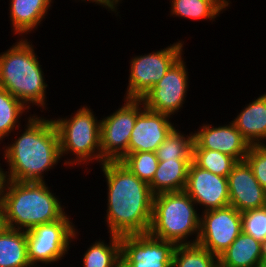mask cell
Returning a JSON list of instances; mask_svg holds the SVG:
<instances>
[{"mask_svg":"<svg viewBox=\"0 0 266 267\" xmlns=\"http://www.w3.org/2000/svg\"><path fill=\"white\" fill-rule=\"evenodd\" d=\"M35 112L29 119L22 120L25 121L24 127L17 128L7 143L0 145V159L6 163L0 165L7 166V169H2L5 180L44 182L48 171L54 170L63 161L55 123L51 117Z\"/></svg>","mask_w":266,"mask_h":267,"instance_id":"cell-1","label":"cell"},{"mask_svg":"<svg viewBox=\"0 0 266 267\" xmlns=\"http://www.w3.org/2000/svg\"><path fill=\"white\" fill-rule=\"evenodd\" d=\"M107 189L106 214L103 219L107 234L118 236L149 232L153 198L148 183L140 180L120 161L100 165Z\"/></svg>","mask_w":266,"mask_h":267,"instance_id":"cell-2","label":"cell"},{"mask_svg":"<svg viewBox=\"0 0 266 267\" xmlns=\"http://www.w3.org/2000/svg\"><path fill=\"white\" fill-rule=\"evenodd\" d=\"M47 182L5 180L2 189V225L28 231L59 220L68 210Z\"/></svg>","mask_w":266,"mask_h":267,"instance_id":"cell-3","label":"cell"},{"mask_svg":"<svg viewBox=\"0 0 266 267\" xmlns=\"http://www.w3.org/2000/svg\"><path fill=\"white\" fill-rule=\"evenodd\" d=\"M32 43L31 39L17 38L6 51L0 52V88L7 90L28 109L33 110L35 106L44 112L49 108V86L39 60L41 57L35 53Z\"/></svg>","mask_w":266,"mask_h":267,"instance_id":"cell-4","label":"cell"},{"mask_svg":"<svg viewBox=\"0 0 266 267\" xmlns=\"http://www.w3.org/2000/svg\"><path fill=\"white\" fill-rule=\"evenodd\" d=\"M74 112L52 118L59 135L61 158H64L61 165L70 169L86 166L84 170L88 174L93 170L90 167L93 163L100 167L105 162L100 149L101 119L88 104L80 105Z\"/></svg>","mask_w":266,"mask_h":267,"instance_id":"cell-5","label":"cell"},{"mask_svg":"<svg viewBox=\"0 0 266 267\" xmlns=\"http://www.w3.org/2000/svg\"><path fill=\"white\" fill-rule=\"evenodd\" d=\"M201 212L185 192L154 195L149 234L175 245L196 244L200 232Z\"/></svg>","mask_w":266,"mask_h":267,"instance_id":"cell-6","label":"cell"},{"mask_svg":"<svg viewBox=\"0 0 266 267\" xmlns=\"http://www.w3.org/2000/svg\"><path fill=\"white\" fill-rule=\"evenodd\" d=\"M72 219L66 212L59 220L40 224L26 231L31 267H47L55 263L58 265L66 258L81 232H78L79 229Z\"/></svg>","mask_w":266,"mask_h":267,"instance_id":"cell-7","label":"cell"},{"mask_svg":"<svg viewBox=\"0 0 266 267\" xmlns=\"http://www.w3.org/2000/svg\"><path fill=\"white\" fill-rule=\"evenodd\" d=\"M177 40L173 44L170 43L166 48L131 57L129 60L128 86H126L122 98L141 99L164 77L170 67L185 54L186 42L182 39Z\"/></svg>","mask_w":266,"mask_h":267,"instance_id":"cell-8","label":"cell"},{"mask_svg":"<svg viewBox=\"0 0 266 267\" xmlns=\"http://www.w3.org/2000/svg\"><path fill=\"white\" fill-rule=\"evenodd\" d=\"M113 113L101 116L100 149L105 161H121L128 154L131 132L137 115L145 107L141 99H122Z\"/></svg>","mask_w":266,"mask_h":267,"instance_id":"cell-9","label":"cell"},{"mask_svg":"<svg viewBox=\"0 0 266 267\" xmlns=\"http://www.w3.org/2000/svg\"><path fill=\"white\" fill-rule=\"evenodd\" d=\"M185 57L183 54L164 77L141 98L146 108L171 117L181 112L190 91V75Z\"/></svg>","mask_w":266,"mask_h":267,"instance_id":"cell-10","label":"cell"},{"mask_svg":"<svg viewBox=\"0 0 266 267\" xmlns=\"http://www.w3.org/2000/svg\"><path fill=\"white\" fill-rule=\"evenodd\" d=\"M242 232L241 212L233 206L201 212L197 244L219 257Z\"/></svg>","mask_w":266,"mask_h":267,"instance_id":"cell-11","label":"cell"},{"mask_svg":"<svg viewBox=\"0 0 266 267\" xmlns=\"http://www.w3.org/2000/svg\"><path fill=\"white\" fill-rule=\"evenodd\" d=\"M121 267H172L175 244L146 234L120 236Z\"/></svg>","mask_w":266,"mask_h":267,"instance_id":"cell-12","label":"cell"},{"mask_svg":"<svg viewBox=\"0 0 266 267\" xmlns=\"http://www.w3.org/2000/svg\"><path fill=\"white\" fill-rule=\"evenodd\" d=\"M184 191L202 212L230 205L227 177L202 169L193 161L188 168Z\"/></svg>","mask_w":266,"mask_h":267,"instance_id":"cell-13","label":"cell"},{"mask_svg":"<svg viewBox=\"0 0 266 267\" xmlns=\"http://www.w3.org/2000/svg\"><path fill=\"white\" fill-rule=\"evenodd\" d=\"M208 123L199 124L194 132L193 149L216 150L243 161L249 151L250 144L236 129L232 121L228 124Z\"/></svg>","mask_w":266,"mask_h":267,"instance_id":"cell-14","label":"cell"},{"mask_svg":"<svg viewBox=\"0 0 266 267\" xmlns=\"http://www.w3.org/2000/svg\"><path fill=\"white\" fill-rule=\"evenodd\" d=\"M170 115L144 107L137 115L128 145V153L156 152L157 148L179 124ZM175 125V126H174Z\"/></svg>","mask_w":266,"mask_h":267,"instance_id":"cell-15","label":"cell"},{"mask_svg":"<svg viewBox=\"0 0 266 267\" xmlns=\"http://www.w3.org/2000/svg\"><path fill=\"white\" fill-rule=\"evenodd\" d=\"M227 183L230 206L239 212L266 206V190L259 184L245 160L234 165Z\"/></svg>","mask_w":266,"mask_h":267,"instance_id":"cell-16","label":"cell"},{"mask_svg":"<svg viewBox=\"0 0 266 267\" xmlns=\"http://www.w3.org/2000/svg\"><path fill=\"white\" fill-rule=\"evenodd\" d=\"M55 0H9L8 11L12 35L28 38L37 31L52 10ZM47 16V17H46ZM28 34V35H27Z\"/></svg>","mask_w":266,"mask_h":267,"instance_id":"cell-17","label":"cell"},{"mask_svg":"<svg viewBox=\"0 0 266 267\" xmlns=\"http://www.w3.org/2000/svg\"><path fill=\"white\" fill-rule=\"evenodd\" d=\"M231 121L250 145L266 144V92L246 103Z\"/></svg>","mask_w":266,"mask_h":267,"instance_id":"cell-18","label":"cell"},{"mask_svg":"<svg viewBox=\"0 0 266 267\" xmlns=\"http://www.w3.org/2000/svg\"><path fill=\"white\" fill-rule=\"evenodd\" d=\"M231 4L230 0H169L168 15L176 19L211 21L213 24L221 13L231 9Z\"/></svg>","mask_w":266,"mask_h":267,"instance_id":"cell-19","label":"cell"},{"mask_svg":"<svg viewBox=\"0 0 266 267\" xmlns=\"http://www.w3.org/2000/svg\"><path fill=\"white\" fill-rule=\"evenodd\" d=\"M218 261L221 267H257L264 262L263 244L241 232Z\"/></svg>","mask_w":266,"mask_h":267,"instance_id":"cell-20","label":"cell"},{"mask_svg":"<svg viewBox=\"0 0 266 267\" xmlns=\"http://www.w3.org/2000/svg\"><path fill=\"white\" fill-rule=\"evenodd\" d=\"M191 161H159L155 175L149 183L152 193L156 195L164 192L184 191Z\"/></svg>","mask_w":266,"mask_h":267,"instance_id":"cell-21","label":"cell"},{"mask_svg":"<svg viewBox=\"0 0 266 267\" xmlns=\"http://www.w3.org/2000/svg\"><path fill=\"white\" fill-rule=\"evenodd\" d=\"M0 267H31L26 231L0 226Z\"/></svg>","mask_w":266,"mask_h":267,"instance_id":"cell-22","label":"cell"},{"mask_svg":"<svg viewBox=\"0 0 266 267\" xmlns=\"http://www.w3.org/2000/svg\"><path fill=\"white\" fill-rule=\"evenodd\" d=\"M109 241L96 239L81 256L83 267H121L120 236L108 234ZM76 267V266H74Z\"/></svg>","mask_w":266,"mask_h":267,"instance_id":"cell-23","label":"cell"},{"mask_svg":"<svg viewBox=\"0 0 266 267\" xmlns=\"http://www.w3.org/2000/svg\"><path fill=\"white\" fill-rule=\"evenodd\" d=\"M27 113H30L29 116L26 115ZM32 115L30 109L20 100L11 95L7 90L0 88V145L17 128L23 126L22 117L25 116L24 119H29Z\"/></svg>","mask_w":266,"mask_h":267,"instance_id":"cell-24","label":"cell"},{"mask_svg":"<svg viewBox=\"0 0 266 267\" xmlns=\"http://www.w3.org/2000/svg\"><path fill=\"white\" fill-rule=\"evenodd\" d=\"M179 127L180 125H177L157 148L156 155L159 161L192 160L194 132L189 131L188 134L180 131Z\"/></svg>","mask_w":266,"mask_h":267,"instance_id":"cell-25","label":"cell"},{"mask_svg":"<svg viewBox=\"0 0 266 267\" xmlns=\"http://www.w3.org/2000/svg\"><path fill=\"white\" fill-rule=\"evenodd\" d=\"M218 257L199 244L176 245L172 267H217Z\"/></svg>","mask_w":266,"mask_h":267,"instance_id":"cell-26","label":"cell"},{"mask_svg":"<svg viewBox=\"0 0 266 267\" xmlns=\"http://www.w3.org/2000/svg\"><path fill=\"white\" fill-rule=\"evenodd\" d=\"M192 161L200 168L223 177H228L238 162L228 154L208 149H193Z\"/></svg>","mask_w":266,"mask_h":267,"instance_id":"cell-27","label":"cell"},{"mask_svg":"<svg viewBox=\"0 0 266 267\" xmlns=\"http://www.w3.org/2000/svg\"><path fill=\"white\" fill-rule=\"evenodd\" d=\"M140 180L150 183L158 166L156 152L128 153L121 161Z\"/></svg>","mask_w":266,"mask_h":267,"instance_id":"cell-28","label":"cell"},{"mask_svg":"<svg viewBox=\"0 0 266 267\" xmlns=\"http://www.w3.org/2000/svg\"><path fill=\"white\" fill-rule=\"evenodd\" d=\"M242 232L264 244L266 242V206L241 212Z\"/></svg>","mask_w":266,"mask_h":267,"instance_id":"cell-29","label":"cell"},{"mask_svg":"<svg viewBox=\"0 0 266 267\" xmlns=\"http://www.w3.org/2000/svg\"><path fill=\"white\" fill-rule=\"evenodd\" d=\"M244 160L259 184L266 190V144L251 145Z\"/></svg>","mask_w":266,"mask_h":267,"instance_id":"cell-30","label":"cell"},{"mask_svg":"<svg viewBox=\"0 0 266 267\" xmlns=\"http://www.w3.org/2000/svg\"><path fill=\"white\" fill-rule=\"evenodd\" d=\"M80 2V3H94L93 5H95V6H100V7H102V8H104V9H106L109 13H113V14H115V16H116V18H117V16H119L120 18H122L121 16H120V10L118 11V7L111 1V0H75V1H73V2ZM97 4V5H96Z\"/></svg>","mask_w":266,"mask_h":267,"instance_id":"cell-31","label":"cell"},{"mask_svg":"<svg viewBox=\"0 0 266 267\" xmlns=\"http://www.w3.org/2000/svg\"><path fill=\"white\" fill-rule=\"evenodd\" d=\"M2 169L3 168L0 165V206H1V200H2V189H3L4 182H5V176H4Z\"/></svg>","mask_w":266,"mask_h":267,"instance_id":"cell-32","label":"cell"},{"mask_svg":"<svg viewBox=\"0 0 266 267\" xmlns=\"http://www.w3.org/2000/svg\"><path fill=\"white\" fill-rule=\"evenodd\" d=\"M263 258L264 262H266V242L263 244Z\"/></svg>","mask_w":266,"mask_h":267,"instance_id":"cell-33","label":"cell"},{"mask_svg":"<svg viewBox=\"0 0 266 267\" xmlns=\"http://www.w3.org/2000/svg\"><path fill=\"white\" fill-rule=\"evenodd\" d=\"M117 7L122 4L123 0H111Z\"/></svg>","mask_w":266,"mask_h":267,"instance_id":"cell-34","label":"cell"},{"mask_svg":"<svg viewBox=\"0 0 266 267\" xmlns=\"http://www.w3.org/2000/svg\"><path fill=\"white\" fill-rule=\"evenodd\" d=\"M257 267H266V262H262V263L259 264Z\"/></svg>","mask_w":266,"mask_h":267,"instance_id":"cell-35","label":"cell"},{"mask_svg":"<svg viewBox=\"0 0 266 267\" xmlns=\"http://www.w3.org/2000/svg\"><path fill=\"white\" fill-rule=\"evenodd\" d=\"M2 225V214H1V206H0V226Z\"/></svg>","mask_w":266,"mask_h":267,"instance_id":"cell-36","label":"cell"}]
</instances>
